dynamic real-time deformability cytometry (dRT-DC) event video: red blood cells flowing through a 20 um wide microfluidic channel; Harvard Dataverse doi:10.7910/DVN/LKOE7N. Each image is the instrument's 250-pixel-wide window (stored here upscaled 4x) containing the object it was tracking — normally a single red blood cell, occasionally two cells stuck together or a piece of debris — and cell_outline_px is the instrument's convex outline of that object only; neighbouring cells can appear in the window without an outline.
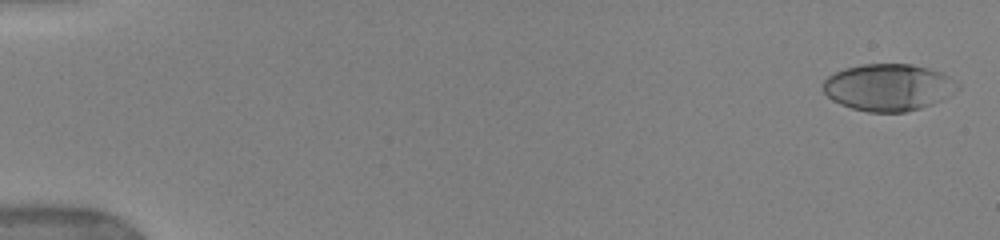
{"species": "human", "species_latin": "Homo sapiens", "temperature_condition": "warm", "stored_images_in_passage": 5, "camera_frame_rate_fps": 3000, "um_per_image_px": 0.085, "donor": {"sex": "female"}, "frame": {"image": 1, "passage_image": 2, "time_ms": 0.333, "image_size_px": [1000, 240], "cell_outline_px": [[960, 88], [948, 96], [932, 104], [920, 108], [904, 112], [868, 112], [852, 108], [840, 104], [832, 100], [824, 92], [824, 80], [828, 76], [844, 68], [864, 64], [912, 64], [928, 68], [940, 72], [948, 76], [960, 84]], "centroid_in_image_um": [75.52, 7.42], "position_along_channel_um": 9.5, "area_um2": 36.7}}